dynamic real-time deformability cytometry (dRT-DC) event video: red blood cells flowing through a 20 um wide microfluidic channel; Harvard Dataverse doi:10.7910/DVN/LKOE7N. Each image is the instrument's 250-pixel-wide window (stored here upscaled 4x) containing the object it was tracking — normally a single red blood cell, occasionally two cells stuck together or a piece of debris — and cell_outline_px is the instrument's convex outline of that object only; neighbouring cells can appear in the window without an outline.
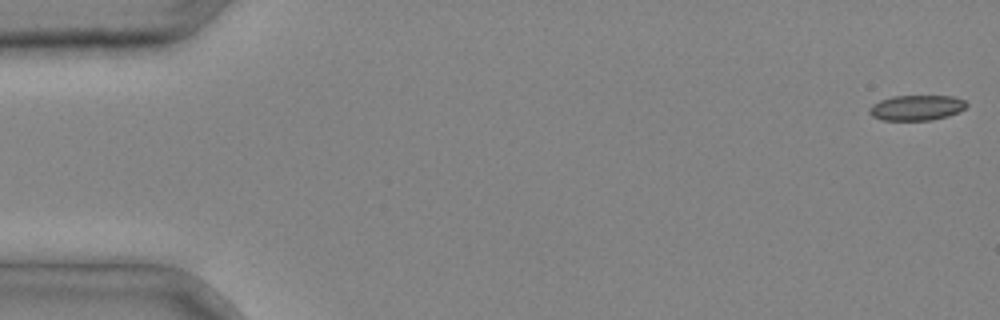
{"species": "common noctule bat (a hibernating species)", "species_latin": "Nyctalus noctula", "temperature_condition": "cold", "stored_images_in_passage": 37, "camera_frame_rate_fps": 3000, "um_per_image_px": 0.085, "animal": {"sex": "male", "body_mass_g": 20.4}, "frame": {"image": 1, "passage_image": 1, "time_ms": 0.0, "image_size_px": [1000, 320], "cell_outline_px": [[968, 104], [960, 112], [948, 116], [932, 120], [880, 120], [872, 116], [868, 112], [868, 108], [872, 104], [880, 100], [892, 96], [952, 96], [964, 100]], "centroid_in_image_um": [77.88, 9.16], "position_along_channel_um": 7.1, "area_um2": 14.45}}
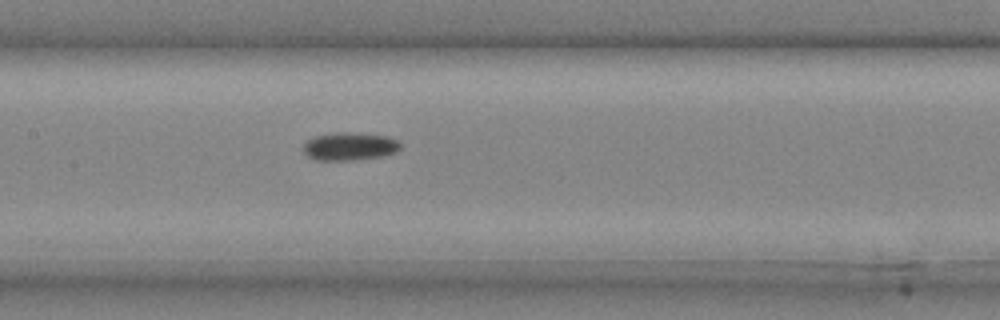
{"frame": {"image": 2, "passage_image": 19, "time_ms": 6.0, "image_size_px": [1000, 320], "cell_outline_px": [[400, 148], [396, 152], [384, 156], [356, 160], [316, 160], [308, 156], [304, 152], [304, 144], [308, 140], [316, 136], [340, 132], [348, 132], [388, 136], [396, 140], [400, 144]], "centroid_in_image_um": [29.74, 12.45], "position_along_channel_um": 177.7, "area_um2": 15.72}}
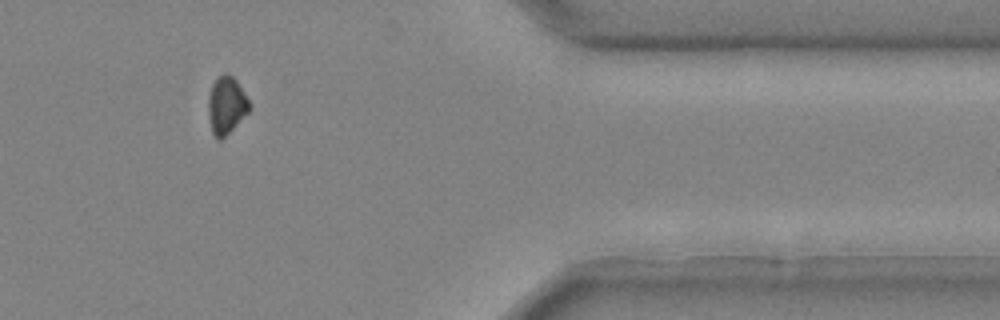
{"frame": {"image": 3, "passage_image": 33, "time_ms": 10.667, "image_size_px": [1000, 320], "cell_outline_px": [[252, 108], [220, 140], [216, 140], [212, 132], [208, 116], [208, 96], [212, 84], [216, 76], [224, 72], [228, 72], [236, 80], [248, 100]], "centroid_in_image_um": [19.21, 8.91], "position_along_channel_um": 392.2, "area_um2": 13.76}}